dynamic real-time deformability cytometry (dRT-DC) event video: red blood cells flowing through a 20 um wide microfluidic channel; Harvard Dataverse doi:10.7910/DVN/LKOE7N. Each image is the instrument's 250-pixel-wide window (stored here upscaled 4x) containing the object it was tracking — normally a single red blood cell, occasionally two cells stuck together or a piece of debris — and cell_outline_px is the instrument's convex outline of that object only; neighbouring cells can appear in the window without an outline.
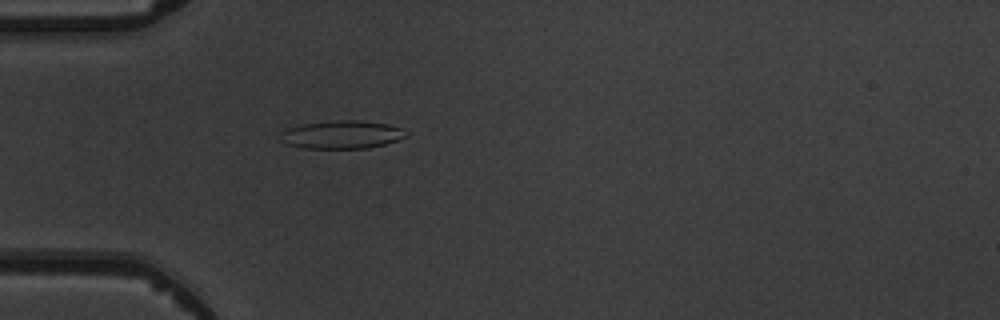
{"species": "common noctule bat (a hibernating species)", "species_latin": "Nyctalus noctula", "temperature_condition": "warm", "stored_images_in_passage": 4, "camera_frame_rate_fps": 3000, "um_per_image_px": 0.085, "animal": {"sex": "male", "body_mass_g": 19.5, "forearm_length_mm": 54.6}, "frame": {"image": 1, "passage_image": 4, "time_ms": 4.333, "image_size_px": [1000, 320], "cell_outline_px": [[408, 136], [384, 144], [368, 148], [300, 148], [288, 144], [280, 140], [280, 132], [288, 128], [304, 124], [328, 120], [360, 120], [388, 124], [400, 128], [408, 132]], "centroid_in_image_um": [29.04, 11.43], "position_along_channel_um": 56.0, "area_um2": 20.63}}